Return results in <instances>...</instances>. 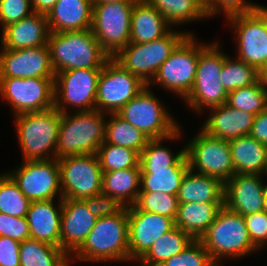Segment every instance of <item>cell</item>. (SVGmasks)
Instances as JSON below:
<instances>
[{
  "label": "cell",
  "mask_w": 267,
  "mask_h": 266,
  "mask_svg": "<svg viewBox=\"0 0 267 266\" xmlns=\"http://www.w3.org/2000/svg\"><path fill=\"white\" fill-rule=\"evenodd\" d=\"M47 46L54 73L72 69L103 68L110 58L91 29L50 32Z\"/></svg>",
  "instance_id": "obj_1"
},
{
  "label": "cell",
  "mask_w": 267,
  "mask_h": 266,
  "mask_svg": "<svg viewBox=\"0 0 267 266\" xmlns=\"http://www.w3.org/2000/svg\"><path fill=\"white\" fill-rule=\"evenodd\" d=\"M128 210L98 218L87 239L71 257L80 261H128ZM77 255V256H76Z\"/></svg>",
  "instance_id": "obj_2"
},
{
  "label": "cell",
  "mask_w": 267,
  "mask_h": 266,
  "mask_svg": "<svg viewBox=\"0 0 267 266\" xmlns=\"http://www.w3.org/2000/svg\"><path fill=\"white\" fill-rule=\"evenodd\" d=\"M98 110L61 113L56 159L96 154L105 140L106 117ZM106 119V120H105Z\"/></svg>",
  "instance_id": "obj_3"
},
{
  "label": "cell",
  "mask_w": 267,
  "mask_h": 266,
  "mask_svg": "<svg viewBox=\"0 0 267 266\" xmlns=\"http://www.w3.org/2000/svg\"><path fill=\"white\" fill-rule=\"evenodd\" d=\"M199 241L217 266H222V258L237 259L258 251L249 238L244 216L225 206Z\"/></svg>",
  "instance_id": "obj_4"
},
{
  "label": "cell",
  "mask_w": 267,
  "mask_h": 266,
  "mask_svg": "<svg viewBox=\"0 0 267 266\" xmlns=\"http://www.w3.org/2000/svg\"><path fill=\"white\" fill-rule=\"evenodd\" d=\"M17 136L25 160L56 158L61 113L54 107L15 115Z\"/></svg>",
  "instance_id": "obj_5"
},
{
  "label": "cell",
  "mask_w": 267,
  "mask_h": 266,
  "mask_svg": "<svg viewBox=\"0 0 267 266\" xmlns=\"http://www.w3.org/2000/svg\"><path fill=\"white\" fill-rule=\"evenodd\" d=\"M219 42L209 43L200 52L194 85L184 98L188 107L201 112L203 108L220 106L227 102L228 93L221 83V70L227 57Z\"/></svg>",
  "instance_id": "obj_6"
},
{
  "label": "cell",
  "mask_w": 267,
  "mask_h": 266,
  "mask_svg": "<svg viewBox=\"0 0 267 266\" xmlns=\"http://www.w3.org/2000/svg\"><path fill=\"white\" fill-rule=\"evenodd\" d=\"M188 34L191 33L173 31L172 28L165 36L154 41L129 43L113 58L148 85L160 66Z\"/></svg>",
  "instance_id": "obj_7"
},
{
  "label": "cell",
  "mask_w": 267,
  "mask_h": 266,
  "mask_svg": "<svg viewBox=\"0 0 267 266\" xmlns=\"http://www.w3.org/2000/svg\"><path fill=\"white\" fill-rule=\"evenodd\" d=\"M206 45L197 42L193 34H188L160 66L148 86L160 85L184 99L194 85L199 52Z\"/></svg>",
  "instance_id": "obj_8"
},
{
  "label": "cell",
  "mask_w": 267,
  "mask_h": 266,
  "mask_svg": "<svg viewBox=\"0 0 267 266\" xmlns=\"http://www.w3.org/2000/svg\"><path fill=\"white\" fill-rule=\"evenodd\" d=\"M149 88L150 86L147 85L117 114L150 139L166 138L176 132L180 126Z\"/></svg>",
  "instance_id": "obj_9"
},
{
  "label": "cell",
  "mask_w": 267,
  "mask_h": 266,
  "mask_svg": "<svg viewBox=\"0 0 267 266\" xmlns=\"http://www.w3.org/2000/svg\"><path fill=\"white\" fill-rule=\"evenodd\" d=\"M135 2L93 4L91 30L101 48L114 57L130 43L131 14Z\"/></svg>",
  "instance_id": "obj_10"
},
{
  "label": "cell",
  "mask_w": 267,
  "mask_h": 266,
  "mask_svg": "<svg viewBox=\"0 0 267 266\" xmlns=\"http://www.w3.org/2000/svg\"><path fill=\"white\" fill-rule=\"evenodd\" d=\"M147 86L138 76L125 69L113 57L104 64L96 92V110L117 113Z\"/></svg>",
  "instance_id": "obj_11"
},
{
  "label": "cell",
  "mask_w": 267,
  "mask_h": 266,
  "mask_svg": "<svg viewBox=\"0 0 267 266\" xmlns=\"http://www.w3.org/2000/svg\"><path fill=\"white\" fill-rule=\"evenodd\" d=\"M102 68L72 69L55 73L54 108L68 112L66 106L77 112L96 110V92Z\"/></svg>",
  "instance_id": "obj_12"
},
{
  "label": "cell",
  "mask_w": 267,
  "mask_h": 266,
  "mask_svg": "<svg viewBox=\"0 0 267 266\" xmlns=\"http://www.w3.org/2000/svg\"><path fill=\"white\" fill-rule=\"evenodd\" d=\"M237 34V59L255 67L259 72L266 68L267 7L227 17Z\"/></svg>",
  "instance_id": "obj_13"
},
{
  "label": "cell",
  "mask_w": 267,
  "mask_h": 266,
  "mask_svg": "<svg viewBox=\"0 0 267 266\" xmlns=\"http://www.w3.org/2000/svg\"><path fill=\"white\" fill-rule=\"evenodd\" d=\"M190 141L185 145V153L191 171L216 177L223 183L234 175L229 141L211 137L202 130Z\"/></svg>",
  "instance_id": "obj_14"
},
{
  "label": "cell",
  "mask_w": 267,
  "mask_h": 266,
  "mask_svg": "<svg viewBox=\"0 0 267 266\" xmlns=\"http://www.w3.org/2000/svg\"><path fill=\"white\" fill-rule=\"evenodd\" d=\"M63 199H84L101 193L102 175L96 154L58 159Z\"/></svg>",
  "instance_id": "obj_15"
},
{
  "label": "cell",
  "mask_w": 267,
  "mask_h": 266,
  "mask_svg": "<svg viewBox=\"0 0 267 266\" xmlns=\"http://www.w3.org/2000/svg\"><path fill=\"white\" fill-rule=\"evenodd\" d=\"M55 78H0V96L15 115L54 107Z\"/></svg>",
  "instance_id": "obj_16"
},
{
  "label": "cell",
  "mask_w": 267,
  "mask_h": 266,
  "mask_svg": "<svg viewBox=\"0 0 267 266\" xmlns=\"http://www.w3.org/2000/svg\"><path fill=\"white\" fill-rule=\"evenodd\" d=\"M7 174L31 202L54 200L58 193L62 198L60 167L56 158L25 160L21 167Z\"/></svg>",
  "instance_id": "obj_17"
},
{
  "label": "cell",
  "mask_w": 267,
  "mask_h": 266,
  "mask_svg": "<svg viewBox=\"0 0 267 266\" xmlns=\"http://www.w3.org/2000/svg\"><path fill=\"white\" fill-rule=\"evenodd\" d=\"M127 210L129 260L138 261L158 238L175 227V220L134 206Z\"/></svg>",
  "instance_id": "obj_18"
},
{
  "label": "cell",
  "mask_w": 267,
  "mask_h": 266,
  "mask_svg": "<svg viewBox=\"0 0 267 266\" xmlns=\"http://www.w3.org/2000/svg\"><path fill=\"white\" fill-rule=\"evenodd\" d=\"M0 78H55L48 46L1 49Z\"/></svg>",
  "instance_id": "obj_19"
},
{
  "label": "cell",
  "mask_w": 267,
  "mask_h": 266,
  "mask_svg": "<svg viewBox=\"0 0 267 266\" xmlns=\"http://www.w3.org/2000/svg\"><path fill=\"white\" fill-rule=\"evenodd\" d=\"M263 175L234 174L224 183V206L242 216L264 210Z\"/></svg>",
  "instance_id": "obj_20"
},
{
  "label": "cell",
  "mask_w": 267,
  "mask_h": 266,
  "mask_svg": "<svg viewBox=\"0 0 267 266\" xmlns=\"http://www.w3.org/2000/svg\"><path fill=\"white\" fill-rule=\"evenodd\" d=\"M97 219L82 199H63L60 248L72 256L85 242Z\"/></svg>",
  "instance_id": "obj_21"
},
{
  "label": "cell",
  "mask_w": 267,
  "mask_h": 266,
  "mask_svg": "<svg viewBox=\"0 0 267 266\" xmlns=\"http://www.w3.org/2000/svg\"><path fill=\"white\" fill-rule=\"evenodd\" d=\"M212 114L201 127L207 135L230 141L250 134L254 114L233 108L227 103L209 108Z\"/></svg>",
  "instance_id": "obj_22"
},
{
  "label": "cell",
  "mask_w": 267,
  "mask_h": 266,
  "mask_svg": "<svg viewBox=\"0 0 267 266\" xmlns=\"http://www.w3.org/2000/svg\"><path fill=\"white\" fill-rule=\"evenodd\" d=\"M1 34V49L18 50L45 46L50 34L47 16L34 12L5 27Z\"/></svg>",
  "instance_id": "obj_23"
},
{
  "label": "cell",
  "mask_w": 267,
  "mask_h": 266,
  "mask_svg": "<svg viewBox=\"0 0 267 266\" xmlns=\"http://www.w3.org/2000/svg\"><path fill=\"white\" fill-rule=\"evenodd\" d=\"M57 201H59L58 206H54V200L31 202L26 219L31 239L60 248L63 198Z\"/></svg>",
  "instance_id": "obj_24"
},
{
  "label": "cell",
  "mask_w": 267,
  "mask_h": 266,
  "mask_svg": "<svg viewBox=\"0 0 267 266\" xmlns=\"http://www.w3.org/2000/svg\"><path fill=\"white\" fill-rule=\"evenodd\" d=\"M92 0H58L47 13L50 32L90 30L92 27Z\"/></svg>",
  "instance_id": "obj_25"
},
{
  "label": "cell",
  "mask_w": 267,
  "mask_h": 266,
  "mask_svg": "<svg viewBox=\"0 0 267 266\" xmlns=\"http://www.w3.org/2000/svg\"><path fill=\"white\" fill-rule=\"evenodd\" d=\"M171 25L164 16L145 0L134 3L131 14L130 43L151 42L165 36Z\"/></svg>",
  "instance_id": "obj_26"
},
{
  "label": "cell",
  "mask_w": 267,
  "mask_h": 266,
  "mask_svg": "<svg viewBox=\"0 0 267 266\" xmlns=\"http://www.w3.org/2000/svg\"><path fill=\"white\" fill-rule=\"evenodd\" d=\"M234 174L264 175L267 167V146L250 135L229 141Z\"/></svg>",
  "instance_id": "obj_27"
},
{
  "label": "cell",
  "mask_w": 267,
  "mask_h": 266,
  "mask_svg": "<svg viewBox=\"0 0 267 266\" xmlns=\"http://www.w3.org/2000/svg\"><path fill=\"white\" fill-rule=\"evenodd\" d=\"M183 203H224V183L213 176L198 174L190 169L185 173L177 195Z\"/></svg>",
  "instance_id": "obj_28"
},
{
  "label": "cell",
  "mask_w": 267,
  "mask_h": 266,
  "mask_svg": "<svg viewBox=\"0 0 267 266\" xmlns=\"http://www.w3.org/2000/svg\"><path fill=\"white\" fill-rule=\"evenodd\" d=\"M224 203H183L179 204L175 226L199 240L214 222Z\"/></svg>",
  "instance_id": "obj_29"
},
{
  "label": "cell",
  "mask_w": 267,
  "mask_h": 266,
  "mask_svg": "<svg viewBox=\"0 0 267 266\" xmlns=\"http://www.w3.org/2000/svg\"><path fill=\"white\" fill-rule=\"evenodd\" d=\"M141 185V167L103 172L101 193L116 199L124 207L133 206Z\"/></svg>",
  "instance_id": "obj_30"
},
{
  "label": "cell",
  "mask_w": 267,
  "mask_h": 266,
  "mask_svg": "<svg viewBox=\"0 0 267 266\" xmlns=\"http://www.w3.org/2000/svg\"><path fill=\"white\" fill-rule=\"evenodd\" d=\"M188 170L187 158L178 167L141 168L140 192L178 195L182 179Z\"/></svg>",
  "instance_id": "obj_31"
},
{
  "label": "cell",
  "mask_w": 267,
  "mask_h": 266,
  "mask_svg": "<svg viewBox=\"0 0 267 266\" xmlns=\"http://www.w3.org/2000/svg\"><path fill=\"white\" fill-rule=\"evenodd\" d=\"M193 240L189 234L175 226L158 238L138 261L142 266H160L187 248Z\"/></svg>",
  "instance_id": "obj_32"
},
{
  "label": "cell",
  "mask_w": 267,
  "mask_h": 266,
  "mask_svg": "<svg viewBox=\"0 0 267 266\" xmlns=\"http://www.w3.org/2000/svg\"><path fill=\"white\" fill-rule=\"evenodd\" d=\"M69 257L61 248L38 240L20 243V266H69Z\"/></svg>",
  "instance_id": "obj_33"
},
{
  "label": "cell",
  "mask_w": 267,
  "mask_h": 266,
  "mask_svg": "<svg viewBox=\"0 0 267 266\" xmlns=\"http://www.w3.org/2000/svg\"><path fill=\"white\" fill-rule=\"evenodd\" d=\"M109 115L111 118L106 121L105 140L103 143L128 147L141 154L150 138L117 113H110L107 116Z\"/></svg>",
  "instance_id": "obj_34"
},
{
  "label": "cell",
  "mask_w": 267,
  "mask_h": 266,
  "mask_svg": "<svg viewBox=\"0 0 267 266\" xmlns=\"http://www.w3.org/2000/svg\"><path fill=\"white\" fill-rule=\"evenodd\" d=\"M180 129L166 138L150 139L140 154L141 168L178 167L187 158L185 147L177 154H172L171 150L161 143L165 140L178 139L182 135Z\"/></svg>",
  "instance_id": "obj_35"
},
{
  "label": "cell",
  "mask_w": 267,
  "mask_h": 266,
  "mask_svg": "<svg viewBox=\"0 0 267 266\" xmlns=\"http://www.w3.org/2000/svg\"><path fill=\"white\" fill-rule=\"evenodd\" d=\"M155 7L171 26L208 18L193 0H145Z\"/></svg>",
  "instance_id": "obj_36"
},
{
  "label": "cell",
  "mask_w": 267,
  "mask_h": 266,
  "mask_svg": "<svg viewBox=\"0 0 267 266\" xmlns=\"http://www.w3.org/2000/svg\"><path fill=\"white\" fill-rule=\"evenodd\" d=\"M96 155L103 172L141 167L140 154L128 147L103 143Z\"/></svg>",
  "instance_id": "obj_37"
},
{
  "label": "cell",
  "mask_w": 267,
  "mask_h": 266,
  "mask_svg": "<svg viewBox=\"0 0 267 266\" xmlns=\"http://www.w3.org/2000/svg\"><path fill=\"white\" fill-rule=\"evenodd\" d=\"M221 83L227 93L256 83L260 79V72L253 66L239 59L227 56L221 70Z\"/></svg>",
  "instance_id": "obj_38"
},
{
  "label": "cell",
  "mask_w": 267,
  "mask_h": 266,
  "mask_svg": "<svg viewBox=\"0 0 267 266\" xmlns=\"http://www.w3.org/2000/svg\"><path fill=\"white\" fill-rule=\"evenodd\" d=\"M229 106L257 115L267 109V92L259 79L256 83L228 93Z\"/></svg>",
  "instance_id": "obj_39"
},
{
  "label": "cell",
  "mask_w": 267,
  "mask_h": 266,
  "mask_svg": "<svg viewBox=\"0 0 267 266\" xmlns=\"http://www.w3.org/2000/svg\"><path fill=\"white\" fill-rule=\"evenodd\" d=\"M31 201L7 174L0 175V212L13 217H26Z\"/></svg>",
  "instance_id": "obj_40"
},
{
  "label": "cell",
  "mask_w": 267,
  "mask_h": 266,
  "mask_svg": "<svg viewBox=\"0 0 267 266\" xmlns=\"http://www.w3.org/2000/svg\"><path fill=\"white\" fill-rule=\"evenodd\" d=\"M137 210L156 213L175 220L179 208L177 195L161 192H139L133 205Z\"/></svg>",
  "instance_id": "obj_41"
},
{
  "label": "cell",
  "mask_w": 267,
  "mask_h": 266,
  "mask_svg": "<svg viewBox=\"0 0 267 266\" xmlns=\"http://www.w3.org/2000/svg\"><path fill=\"white\" fill-rule=\"evenodd\" d=\"M160 266H217L199 240L191 244L179 254L163 262Z\"/></svg>",
  "instance_id": "obj_42"
},
{
  "label": "cell",
  "mask_w": 267,
  "mask_h": 266,
  "mask_svg": "<svg viewBox=\"0 0 267 266\" xmlns=\"http://www.w3.org/2000/svg\"><path fill=\"white\" fill-rule=\"evenodd\" d=\"M33 13L31 0H0L1 30Z\"/></svg>",
  "instance_id": "obj_43"
},
{
  "label": "cell",
  "mask_w": 267,
  "mask_h": 266,
  "mask_svg": "<svg viewBox=\"0 0 267 266\" xmlns=\"http://www.w3.org/2000/svg\"><path fill=\"white\" fill-rule=\"evenodd\" d=\"M0 236L9 237L18 242L30 238L26 217H13L0 212Z\"/></svg>",
  "instance_id": "obj_44"
},
{
  "label": "cell",
  "mask_w": 267,
  "mask_h": 266,
  "mask_svg": "<svg viewBox=\"0 0 267 266\" xmlns=\"http://www.w3.org/2000/svg\"><path fill=\"white\" fill-rule=\"evenodd\" d=\"M248 235L259 250L267 245V212L265 210L244 216Z\"/></svg>",
  "instance_id": "obj_45"
},
{
  "label": "cell",
  "mask_w": 267,
  "mask_h": 266,
  "mask_svg": "<svg viewBox=\"0 0 267 266\" xmlns=\"http://www.w3.org/2000/svg\"><path fill=\"white\" fill-rule=\"evenodd\" d=\"M259 4H253L246 2V0H215L207 8V16L213 17V15H218L223 11L225 17H229L235 14L250 13L260 9L262 6Z\"/></svg>",
  "instance_id": "obj_46"
},
{
  "label": "cell",
  "mask_w": 267,
  "mask_h": 266,
  "mask_svg": "<svg viewBox=\"0 0 267 266\" xmlns=\"http://www.w3.org/2000/svg\"><path fill=\"white\" fill-rule=\"evenodd\" d=\"M82 200L86 203L89 211L97 218L116 214L124 207L116 199L103 193Z\"/></svg>",
  "instance_id": "obj_47"
},
{
  "label": "cell",
  "mask_w": 267,
  "mask_h": 266,
  "mask_svg": "<svg viewBox=\"0 0 267 266\" xmlns=\"http://www.w3.org/2000/svg\"><path fill=\"white\" fill-rule=\"evenodd\" d=\"M0 266H20V242L0 236Z\"/></svg>",
  "instance_id": "obj_48"
},
{
  "label": "cell",
  "mask_w": 267,
  "mask_h": 266,
  "mask_svg": "<svg viewBox=\"0 0 267 266\" xmlns=\"http://www.w3.org/2000/svg\"><path fill=\"white\" fill-rule=\"evenodd\" d=\"M249 135L267 146V109L255 115Z\"/></svg>",
  "instance_id": "obj_49"
},
{
  "label": "cell",
  "mask_w": 267,
  "mask_h": 266,
  "mask_svg": "<svg viewBox=\"0 0 267 266\" xmlns=\"http://www.w3.org/2000/svg\"><path fill=\"white\" fill-rule=\"evenodd\" d=\"M58 0H31L34 12L47 15Z\"/></svg>",
  "instance_id": "obj_50"
},
{
  "label": "cell",
  "mask_w": 267,
  "mask_h": 266,
  "mask_svg": "<svg viewBox=\"0 0 267 266\" xmlns=\"http://www.w3.org/2000/svg\"><path fill=\"white\" fill-rule=\"evenodd\" d=\"M137 0H92L93 4L116 3V2H136Z\"/></svg>",
  "instance_id": "obj_51"
},
{
  "label": "cell",
  "mask_w": 267,
  "mask_h": 266,
  "mask_svg": "<svg viewBox=\"0 0 267 266\" xmlns=\"http://www.w3.org/2000/svg\"><path fill=\"white\" fill-rule=\"evenodd\" d=\"M260 80L262 82L263 88L267 92V68L264 70L260 71Z\"/></svg>",
  "instance_id": "obj_52"
},
{
  "label": "cell",
  "mask_w": 267,
  "mask_h": 266,
  "mask_svg": "<svg viewBox=\"0 0 267 266\" xmlns=\"http://www.w3.org/2000/svg\"><path fill=\"white\" fill-rule=\"evenodd\" d=\"M193 1L207 14V7L200 0Z\"/></svg>",
  "instance_id": "obj_53"
},
{
  "label": "cell",
  "mask_w": 267,
  "mask_h": 266,
  "mask_svg": "<svg viewBox=\"0 0 267 266\" xmlns=\"http://www.w3.org/2000/svg\"><path fill=\"white\" fill-rule=\"evenodd\" d=\"M264 210L267 212V184H265L264 190Z\"/></svg>",
  "instance_id": "obj_54"
},
{
  "label": "cell",
  "mask_w": 267,
  "mask_h": 266,
  "mask_svg": "<svg viewBox=\"0 0 267 266\" xmlns=\"http://www.w3.org/2000/svg\"><path fill=\"white\" fill-rule=\"evenodd\" d=\"M207 8L215 1V0H200Z\"/></svg>",
  "instance_id": "obj_55"
}]
</instances>
